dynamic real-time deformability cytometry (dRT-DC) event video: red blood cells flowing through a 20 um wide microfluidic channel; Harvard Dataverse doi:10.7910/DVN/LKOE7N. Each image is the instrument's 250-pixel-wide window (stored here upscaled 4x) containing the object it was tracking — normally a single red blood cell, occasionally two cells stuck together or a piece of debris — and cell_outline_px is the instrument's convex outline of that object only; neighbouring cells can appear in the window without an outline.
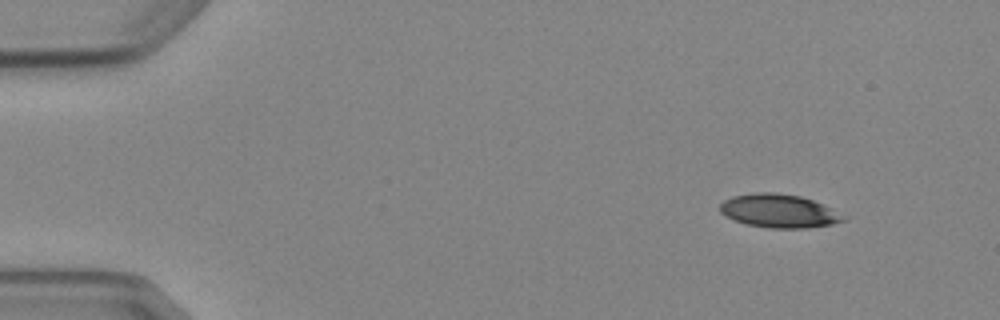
{"species": "Egyptian fruit bat (a non-hibernating species)", "species_latin": "Rousettus aegyptiacus", "temperature_condition": "cold", "stored_images_in_passage": 4, "camera_frame_rate_fps": 3000, "um_per_image_px": 0.085, "animal": {"sex": "female"}, "frame": {"image": 1, "passage_image": 1, "time_ms": 0.0, "image_size_px": [1000, 320], "cell_outline_px": [[848, 220], [832, 224], [804, 228], [768, 228], [744, 224], [732, 220], [724, 216], [720, 212], [720, 204], [724, 200], [732, 196], [756, 192], [776, 192], [800, 196], [812, 200], [832, 208]], "centroid_in_image_um": [66.16, 17.93], "position_along_channel_um": 18.8, "area_um2": 24.22}}
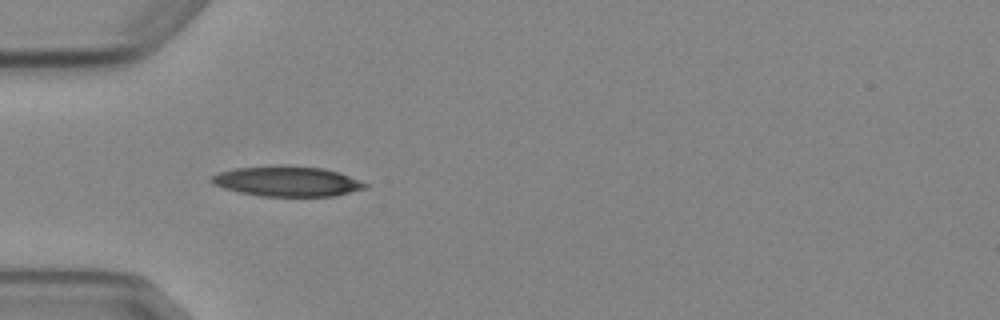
{"frame": {"image": 2, "passage_image": 4, "time_ms": 3.667, "image_size_px": [1000, 320], "cell_outline_px": [[368, 188], [336, 196], [260, 196], [240, 192], [224, 188], [212, 184], [212, 176], [220, 172], [236, 168], [324, 168], [348, 176], [368, 184]], "centroid_in_image_um": [24.45, 15.47], "position_along_channel_um": 60.5, "area_um2": 25.78}}